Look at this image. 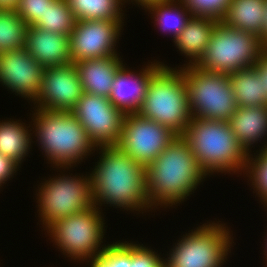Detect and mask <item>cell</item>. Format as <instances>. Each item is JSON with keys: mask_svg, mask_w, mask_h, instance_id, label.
<instances>
[{"mask_svg": "<svg viewBox=\"0 0 267 267\" xmlns=\"http://www.w3.org/2000/svg\"><path fill=\"white\" fill-rule=\"evenodd\" d=\"M100 160L90 174L94 206L110 204L125 210L144 211L149 207L146 167L118 145L98 146ZM147 207V208H146Z\"/></svg>", "mask_w": 267, "mask_h": 267, "instance_id": "6da1fadb", "label": "cell"}, {"mask_svg": "<svg viewBox=\"0 0 267 267\" xmlns=\"http://www.w3.org/2000/svg\"><path fill=\"white\" fill-rule=\"evenodd\" d=\"M205 177L191 147L177 136L146 167L149 205L157 208L181 203Z\"/></svg>", "mask_w": 267, "mask_h": 267, "instance_id": "7a4b0ae2", "label": "cell"}, {"mask_svg": "<svg viewBox=\"0 0 267 267\" xmlns=\"http://www.w3.org/2000/svg\"><path fill=\"white\" fill-rule=\"evenodd\" d=\"M181 137L206 175L246 171L249 154L234 136L228 121L192 117Z\"/></svg>", "mask_w": 267, "mask_h": 267, "instance_id": "3957f363", "label": "cell"}, {"mask_svg": "<svg viewBox=\"0 0 267 267\" xmlns=\"http://www.w3.org/2000/svg\"><path fill=\"white\" fill-rule=\"evenodd\" d=\"M33 116L39 145L58 168H71L95 150L86 129L71 112L36 109Z\"/></svg>", "mask_w": 267, "mask_h": 267, "instance_id": "277c9868", "label": "cell"}, {"mask_svg": "<svg viewBox=\"0 0 267 267\" xmlns=\"http://www.w3.org/2000/svg\"><path fill=\"white\" fill-rule=\"evenodd\" d=\"M137 114L162 124L181 136L192 118L182 70H173L163 63L152 76Z\"/></svg>", "mask_w": 267, "mask_h": 267, "instance_id": "5b68a950", "label": "cell"}, {"mask_svg": "<svg viewBox=\"0 0 267 267\" xmlns=\"http://www.w3.org/2000/svg\"><path fill=\"white\" fill-rule=\"evenodd\" d=\"M267 48L252 32L217 24L209 43L195 66L205 71L226 73L253 67Z\"/></svg>", "mask_w": 267, "mask_h": 267, "instance_id": "8992f818", "label": "cell"}, {"mask_svg": "<svg viewBox=\"0 0 267 267\" xmlns=\"http://www.w3.org/2000/svg\"><path fill=\"white\" fill-rule=\"evenodd\" d=\"M180 69L192 117L228 121L238 107L228 75L205 71L195 65L185 64Z\"/></svg>", "mask_w": 267, "mask_h": 267, "instance_id": "52a82bcc", "label": "cell"}, {"mask_svg": "<svg viewBox=\"0 0 267 267\" xmlns=\"http://www.w3.org/2000/svg\"><path fill=\"white\" fill-rule=\"evenodd\" d=\"M99 209L91 206L85 211L55 220L46 228V232L50 233V237L54 239L52 241L63 251L62 253L71 259L93 260L106 247H100L105 223Z\"/></svg>", "mask_w": 267, "mask_h": 267, "instance_id": "ba28073f", "label": "cell"}, {"mask_svg": "<svg viewBox=\"0 0 267 267\" xmlns=\"http://www.w3.org/2000/svg\"><path fill=\"white\" fill-rule=\"evenodd\" d=\"M224 225L203 224L184 235L164 259L165 267H221L233 242Z\"/></svg>", "mask_w": 267, "mask_h": 267, "instance_id": "9c48e42d", "label": "cell"}, {"mask_svg": "<svg viewBox=\"0 0 267 267\" xmlns=\"http://www.w3.org/2000/svg\"><path fill=\"white\" fill-rule=\"evenodd\" d=\"M68 176H54L39 185L38 211L45 229L55 220L94 206L91 176Z\"/></svg>", "mask_w": 267, "mask_h": 267, "instance_id": "30bf717a", "label": "cell"}, {"mask_svg": "<svg viewBox=\"0 0 267 267\" xmlns=\"http://www.w3.org/2000/svg\"><path fill=\"white\" fill-rule=\"evenodd\" d=\"M177 137L168 127L139 114H126L118 146L147 167Z\"/></svg>", "mask_w": 267, "mask_h": 267, "instance_id": "8fae6325", "label": "cell"}, {"mask_svg": "<svg viewBox=\"0 0 267 267\" xmlns=\"http://www.w3.org/2000/svg\"><path fill=\"white\" fill-rule=\"evenodd\" d=\"M71 113L86 129L95 147L118 145L125 115L108 98L83 93Z\"/></svg>", "mask_w": 267, "mask_h": 267, "instance_id": "7c38bea8", "label": "cell"}, {"mask_svg": "<svg viewBox=\"0 0 267 267\" xmlns=\"http://www.w3.org/2000/svg\"><path fill=\"white\" fill-rule=\"evenodd\" d=\"M122 24L117 20H77L69 36L73 63L118 56L114 49Z\"/></svg>", "mask_w": 267, "mask_h": 267, "instance_id": "4fadbf2b", "label": "cell"}, {"mask_svg": "<svg viewBox=\"0 0 267 267\" xmlns=\"http://www.w3.org/2000/svg\"><path fill=\"white\" fill-rule=\"evenodd\" d=\"M83 94L82 84L73 64L44 68L41 89L33 100L46 111L71 112Z\"/></svg>", "mask_w": 267, "mask_h": 267, "instance_id": "5bb4252c", "label": "cell"}, {"mask_svg": "<svg viewBox=\"0 0 267 267\" xmlns=\"http://www.w3.org/2000/svg\"><path fill=\"white\" fill-rule=\"evenodd\" d=\"M44 68L25 48L0 52V82L32 102L41 89Z\"/></svg>", "mask_w": 267, "mask_h": 267, "instance_id": "9a60e30c", "label": "cell"}, {"mask_svg": "<svg viewBox=\"0 0 267 267\" xmlns=\"http://www.w3.org/2000/svg\"><path fill=\"white\" fill-rule=\"evenodd\" d=\"M151 63L138 74L125 65L117 71L108 99L124 115L139 111L152 76L163 66L162 62Z\"/></svg>", "mask_w": 267, "mask_h": 267, "instance_id": "2e32d148", "label": "cell"}, {"mask_svg": "<svg viewBox=\"0 0 267 267\" xmlns=\"http://www.w3.org/2000/svg\"><path fill=\"white\" fill-rule=\"evenodd\" d=\"M24 48L43 68L73 64L68 35L29 26Z\"/></svg>", "mask_w": 267, "mask_h": 267, "instance_id": "e0dca14e", "label": "cell"}, {"mask_svg": "<svg viewBox=\"0 0 267 267\" xmlns=\"http://www.w3.org/2000/svg\"><path fill=\"white\" fill-rule=\"evenodd\" d=\"M119 56L75 62L83 93L108 98L119 68L124 65Z\"/></svg>", "mask_w": 267, "mask_h": 267, "instance_id": "ac0fdd59", "label": "cell"}, {"mask_svg": "<svg viewBox=\"0 0 267 267\" xmlns=\"http://www.w3.org/2000/svg\"><path fill=\"white\" fill-rule=\"evenodd\" d=\"M228 123L240 145L249 154L251 145L267 136V105L237 107Z\"/></svg>", "mask_w": 267, "mask_h": 267, "instance_id": "d6986e66", "label": "cell"}, {"mask_svg": "<svg viewBox=\"0 0 267 267\" xmlns=\"http://www.w3.org/2000/svg\"><path fill=\"white\" fill-rule=\"evenodd\" d=\"M219 21L209 18L192 16L185 28L174 40V44L190 61L187 65H195L203 55L213 30ZM191 63V64H190Z\"/></svg>", "mask_w": 267, "mask_h": 267, "instance_id": "ffe728a7", "label": "cell"}, {"mask_svg": "<svg viewBox=\"0 0 267 267\" xmlns=\"http://www.w3.org/2000/svg\"><path fill=\"white\" fill-rule=\"evenodd\" d=\"M267 0H232L220 21L233 29L263 35Z\"/></svg>", "mask_w": 267, "mask_h": 267, "instance_id": "44dd1931", "label": "cell"}, {"mask_svg": "<svg viewBox=\"0 0 267 267\" xmlns=\"http://www.w3.org/2000/svg\"><path fill=\"white\" fill-rule=\"evenodd\" d=\"M238 107L266 106L262 80L254 67H248L228 74Z\"/></svg>", "mask_w": 267, "mask_h": 267, "instance_id": "7402d4cb", "label": "cell"}, {"mask_svg": "<svg viewBox=\"0 0 267 267\" xmlns=\"http://www.w3.org/2000/svg\"><path fill=\"white\" fill-rule=\"evenodd\" d=\"M144 8L154 14L152 16L155 18V25L159 26L163 32H171L174 38L172 40L178 37L192 17L180 0L178 2L177 0L154 1L145 5Z\"/></svg>", "mask_w": 267, "mask_h": 267, "instance_id": "603a6c76", "label": "cell"}, {"mask_svg": "<svg viewBox=\"0 0 267 267\" xmlns=\"http://www.w3.org/2000/svg\"><path fill=\"white\" fill-rule=\"evenodd\" d=\"M19 121L0 122V153L20 165L30 150L31 133ZM20 163V164H19Z\"/></svg>", "mask_w": 267, "mask_h": 267, "instance_id": "cb8c5ba5", "label": "cell"}, {"mask_svg": "<svg viewBox=\"0 0 267 267\" xmlns=\"http://www.w3.org/2000/svg\"><path fill=\"white\" fill-rule=\"evenodd\" d=\"M125 0H66L75 20L123 21L121 11Z\"/></svg>", "mask_w": 267, "mask_h": 267, "instance_id": "d4e9b609", "label": "cell"}, {"mask_svg": "<svg viewBox=\"0 0 267 267\" xmlns=\"http://www.w3.org/2000/svg\"><path fill=\"white\" fill-rule=\"evenodd\" d=\"M28 27L15 10H0V52L24 48Z\"/></svg>", "mask_w": 267, "mask_h": 267, "instance_id": "484cf974", "label": "cell"}, {"mask_svg": "<svg viewBox=\"0 0 267 267\" xmlns=\"http://www.w3.org/2000/svg\"><path fill=\"white\" fill-rule=\"evenodd\" d=\"M75 22L72 10L68 7L66 0H56L51 6H48L43 16L33 26L70 36Z\"/></svg>", "mask_w": 267, "mask_h": 267, "instance_id": "4316f807", "label": "cell"}, {"mask_svg": "<svg viewBox=\"0 0 267 267\" xmlns=\"http://www.w3.org/2000/svg\"><path fill=\"white\" fill-rule=\"evenodd\" d=\"M248 155V161L246 164L245 171L251 179L253 185V189L260 197V201L265 204L264 207L267 206V153L264 150H260L259 154L256 155L255 158L250 157Z\"/></svg>", "mask_w": 267, "mask_h": 267, "instance_id": "83f0119b", "label": "cell"}, {"mask_svg": "<svg viewBox=\"0 0 267 267\" xmlns=\"http://www.w3.org/2000/svg\"><path fill=\"white\" fill-rule=\"evenodd\" d=\"M91 262V267H130V243L108 244Z\"/></svg>", "mask_w": 267, "mask_h": 267, "instance_id": "f1b7e54d", "label": "cell"}, {"mask_svg": "<svg viewBox=\"0 0 267 267\" xmlns=\"http://www.w3.org/2000/svg\"><path fill=\"white\" fill-rule=\"evenodd\" d=\"M192 16L221 21L232 0H180Z\"/></svg>", "mask_w": 267, "mask_h": 267, "instance_id": "f546056e", "label": "cell"}, {"mask_svg": "<svg viewBox=\"0 0 267 267\" xmlns=\"http://www.w3.org/2000/svg\"><path fill=\"white\" fill-rule=\"evenodd\" d=\"M56 0H20L15 11L29 26H33Z\"/></svg>", "mask_w": 267, "mask_h": 267, "instance_id": "4dcf8cb0", "label": "cell"}, {"mask_svg": "<svg viewBox=\"0 0 267 267\" xmlns=\"http://www.w3.org/2000/svg\"><path fill=\"white\" fill-rule=\"evenodd\" d=\"M143 244L130 242V267H165L164 259Z\"/></svg>", "mask_w": 267, "mask_h": 267, "instance_id": "1f68e13d", "label": "cell"}, {"mask_svg": "<svg viewBox=\"0 0 267 267\" xmlns=\"http://www.w3.org/2000/svg\"><path fill=\"white\" fill-rule=\"evenodd\" d=\"M19 165L0 153V187L17 171Z\"/></svg>", "mask_w": 267, "mask_h": 267, "instance_id": "d6a6232c", "label": "cell"}, {"mask_svg": "<svg viewBox=\"0 0 267 267\" xmlns=\"http://www.w3.org/2000/svg\"><path fill=\"white\" fill-rule=\"evenodd\" d=\"M253 67L257 70L258 77L262 80L263 95L267 98V49L259 56Z\"/></svg>", "mask_w": 267, "mask_h": 267, "instance_id": "836d02e7", "label": "cell"}, {"mask_svg": "<svg viewBox=\"0 0 267 267\" xmlns=\"http://www.w3.org/2000/svg\"><path fill=\"white\" fill-rule=\"evenodd\" d=\"M20 0H0V10H15Z\"/></svg>", "mask_w": 267, "mask_h": 267, "instance_id": "e575fe53", "label": "cell"}, {"mask_svg": "<svg viewBox=\"0 0 267 267\" xmlns=\"http://www.w3.org/2000/svg\"><path fill=\"white\" fill-rule=\"evenodd\" d=\"M266 18L264 23L263 35L261 37L262 44L267 48V5H266Z\"/></svg>", "mask_w": 267, "mask_h": 267, "instance_id": "d590c367", "label": "cell"}, {"mask_svg": "<svg viewBox=\"0 0 267 267\" xmlns=\"http://www.w3.org/2000/svg\"><path fill=\"white\" fill-rule=\"evenodd\" d=\"M128 1V0H127ZM127 1L125 0V2L127 3ZM130 1V0H129ZM136 2V4H139L141 5V7L143 8L145 5L151 3V2H154V1H165V0H131V2Z\"/></svg>", "mask_w": 267, "mask_h": 267, "instance_id": "8d00e7d4", "label": "cell"}, {"mask_svg": "<svg viewBox=\"0 0 267 267\" xmlns=\"http://www.w3.org/2000/svg\"><path fill=\"white\" fill-rule=\"evenodd\" d=\"M265 240H267V238H266ZM265 247H266V250H265V253H266V254H264V255L266 256V259H267V241H266V245H265ZM266 261H267V260H266ZM266 266H267V264H266Z\"/></svg>", "mask_w": 267, "mask_h": 267, "instance_id": "74e56055", "label": "cell"}, {"mask_svg": "<svg viewBox=\"0 0 267 267\" xmlns=\"http://www.w3.org/2000/svg\"><path fill=\"white\" fill-rule=\"evenodd\" d=\"M265 147V148H264ZM264 147H262V150H264L266 153H267V142L266 144L264 145Z\"/></svg>", "mask_w": 267, "mask_h": 267, "instance_id": "f35d334b", "label": "cell"}]
</instances>
